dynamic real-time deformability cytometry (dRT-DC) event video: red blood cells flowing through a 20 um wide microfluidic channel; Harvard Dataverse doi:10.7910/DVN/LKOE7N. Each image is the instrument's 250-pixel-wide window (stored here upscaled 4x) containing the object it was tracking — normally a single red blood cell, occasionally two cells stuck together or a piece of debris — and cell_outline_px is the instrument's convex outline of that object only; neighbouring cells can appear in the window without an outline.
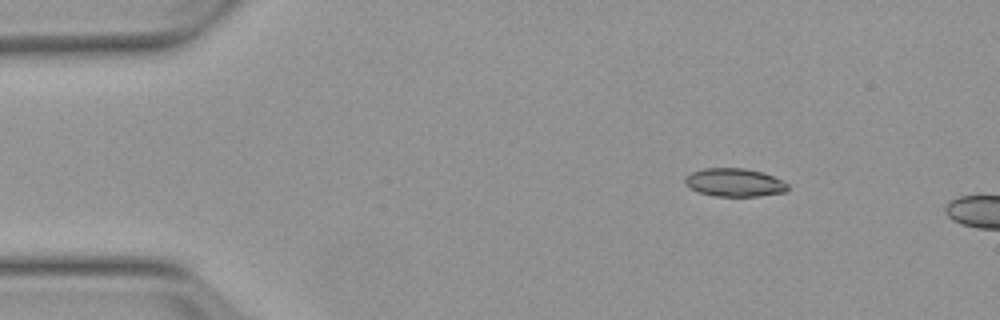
{"species": "Egyptian fruit bat (a non-hibernating species)", "species_latin": "Rousettus aegyptiacus", "temperature_condition": "warm", "stored_images_in_passage": 2, "camera_frame_rate_fps": 3000, "um_per_image_px": 0.085, "animal": {"sex": "female"}, "frame": {"image": 1, "passage_image": 1, "time_ms": 0.0, "image_size_px": [1000, 320], "cell_outline_px": [[788, 192], [760, 196], [716, 196], [700, 192], [684, 184], [684, 180], [692, 172], [704, 168], [744, 168], [764, 172], [788, 184]], "centroid_in_image_um": [62.47, 15.51], "position_along_channel_um": 22.5, "area_um2": 16.82}}